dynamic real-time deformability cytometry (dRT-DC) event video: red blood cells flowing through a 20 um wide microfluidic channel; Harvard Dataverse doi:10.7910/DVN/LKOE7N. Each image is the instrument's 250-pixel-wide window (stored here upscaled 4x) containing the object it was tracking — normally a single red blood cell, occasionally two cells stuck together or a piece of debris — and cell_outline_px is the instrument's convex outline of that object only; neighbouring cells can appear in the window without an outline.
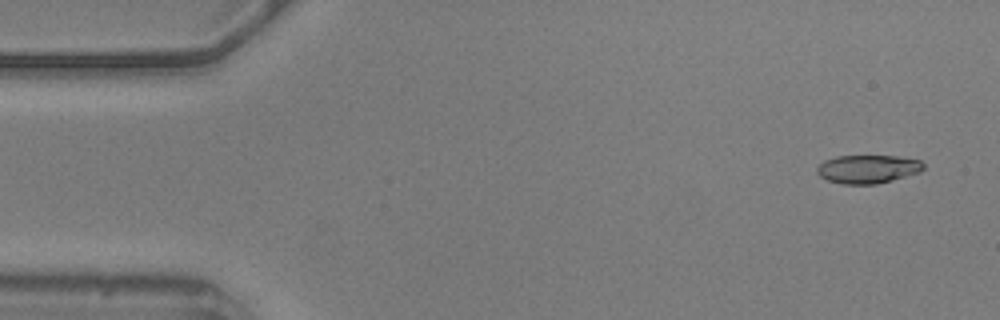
{"species": "common noctule bat (a hibernating species)", "species_latin": "Nyctalus noctula", "temperature_condition": "warm", "stored_images_in_passage": 21, "camera_frame_rate_fps": 3000, "um_per_image_px": 0.085, "animal": {"sex": "male", "body_mass_g": 20.5, "forearm_length_mm": 52.5}, "frame": {"image": 1, "passage_image": 1, "time_ms": 0.0, "image_size_px": [1000, 320], "cell_outline_px": [[924, 168], [920, 172], [892, 180], [876, 184], [840, 184], [828, 180], [820, 176], [816, 172], [816, 168], [824, 160], [836, 156], [900, 156], [920, 160], [924, 164]], "centroid_in_image_um": [73.76, 14.36], "position_along_channel_um": 11.2, "area_um2": 17.69}}
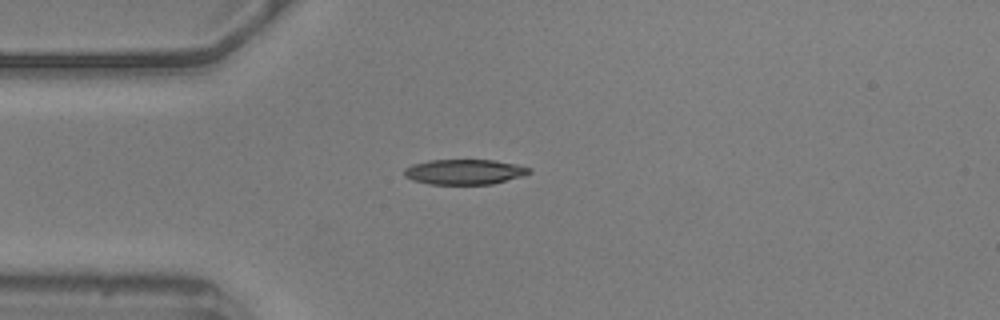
{"frame": {"image": 2, "passage_image": 12, "time_ms": 3.667, "image_size_px": [1000, 320], "cell_outline_px": [[532, 172], [524, 176], [492, 184], [428, 184], [412, 180], [404, 176], [404, 168], [412, 164], [428, 160], [492, 160], [516, 164], [532, 168]], "centroid_in_image_um": [39.48, 14.61], "position_along_channel_um": 45.5, "area_um2": 18.5}}
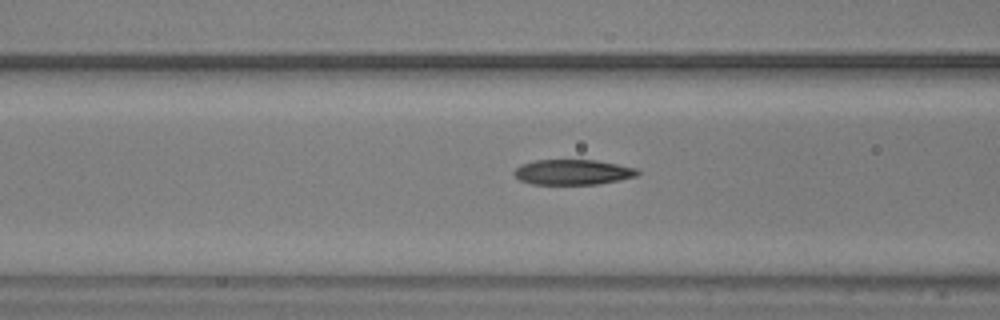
{"frame": {"image": 3, "passage_image": 19, "time_ms": 6.0, "image_size_px": [1000, 320], "cell_outline_px": [[640, 172], [636, 176], [620, 180], [596, 184], [532, 184], [520, 180], [512, 172], [520, 164], [536, 160], [596, 160], [640, 168]], "centroid_in_image_um": [48.71, 14.62], "position_along_channel_um": 117.9, "area_um2": 18.26}}